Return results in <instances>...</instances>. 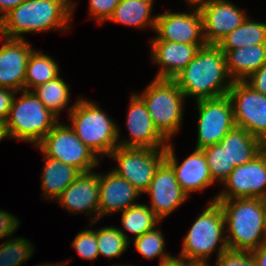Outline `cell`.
Returning a JSON list of instances; mask_svg holds the SVG:
<instances>
[{"mask_svg":"<svg viewBox=\"0 0 266 266\" xmlns=\"http://www.w3.org/2000/svg\"><path fill=\"white\" fill-rule=\"evenodd\" d=\"M250 253L257 266H266V242Z\"/></svg>","mask_w":266,"mask_h":266,"instance_id":"40","label":"cell"},{"mask_svg":"<svg viewBox=\"0 0 266 266\" xmlns=\"http://www.w3.org/2000/svg\"><path fill=\"white\" fill-rule=\"evenodd\" d=\"M99 256L116 258L128 249L131 241H128L125 236L116 227H102L96 231Z\"/></svg>","mask_w":266,"mask_h":266,"instance_id":"30","label":"cell"},{"mask_svg":"<svg viewBox=\"0 0 266 266\" xmlns=\"http://www.w3.org/2000/svg\"><path fill=\"white\" fill-rule=\"evenodd\" d=\"M16 91L10 88L0 87V120L4 123L9 116L10 108Z\"/></svg>","mask_w":266,"mask_h":266,"instance_id":"39","label":"cell"},{"mask_svg":"<svg viewBox=\"0 0 266 266\" xmlns=\"http://www.w3.org/2000/svg\"><path fill=\"white\" fill-rule=\"evenodd\" d=\"M219 143L227 152L230 166L250 162L266 148L261 140L236 126Z\"/></svg>","mask_w":266,"mask_h":266,"instance_id":"23","label":"cell"},{"mask_svg":"<svg viewBox=\"0 0 266 266\" xmlns=\"http://www.w3.org/2000/svg\"><path fill=\"white\" fill-rule=\"evenodd\" d=\"M228 96L233 105L235 126L266 145V95L256 92L244 81H233Z\"/></svg>","mask_w":266,"mask_h":266,"instance_id":"10","label":"cell"},{"mask_svg":"<svg viewBox=\"0 0 266 266\" xmlns=\"http://www.w3.org/2000/svg\"><path fill=\"white\" fill-rule=\"evenodd\" d=\"M68 110L69 126L97 156L108 157L119 146V127L96 103L80 97Z\"/></svg>","mask_w":266,"mask_h":266,"instance_id":"4","label":"cell"},{"mask_svg":"<svg viewBox=\"0 0 266 266\" xmlns=\"http://www.w3.org/2000/svg\"><path fill=\"white\" fill-rule=\"evenodd\" d=\"M152 61L161 68L155 78L173 79L194 58L197 51L207 44H184L164 40H152Z\"/></svg>","mask_w":266,"mask_h":266,"instance_id":"20","label":"cell"},{"mask_svg":"<svg viewBox=\"0 0 266 266\" xmlns=\"http://www.w3.org/2000/svg\"><path fill=\"white\" fill-rule=\"evenodd\" d=\"M198 138L195 149L219 143L235 127L233 105L228 95L196 101Z\"/></svg>","mask_w":266,"mask_h":266,"instance_id":"11","label":"cell"},{"mask_svg":"<svg viewBox=\"0 0 266 266\" xmlns=\"http://www.w3.org/2000/svg\"><path fill=\"white\" fill-rule=\"evenodd\" d=\"M266 44V23L255 22L249 17L217 45L220 49H237L251 45Z\"/></svg>","mask_w":266,"mask_h":266,"instance_id":"26","label":"cell"},{"mask_svg":"<svg viewBox=\"0 0 266 266\" xmlns=\"http://www.w3.org/2000/svg\"><path fill=\"white\" fill-rule=\"evenodd\" d=\"M145 102L154 126L170 141L180 130L185 95L173 79L154 78L139 95Z\"/></svg>","mask_w":266,"mask_h":266,"instance_id":"7","label":"cell"},{"mask_svg":"<svg viewBox=\"0 0 266 266\" xmlns=\"http://www.w3.org/2000/svg\"><path fill=\"white\" fill-rule=\"evenodd\" d=\"M226 56L227 71L233 81H244L266 63V44L221 49Z\"/></svg>","mask_w":266,"mask_h":266,"instance_id":"22","label":"cell"},{"mask_svg":"<svg viewBox=\"0 0 266 266\" xmlns=\"http://www.w3.org/2000/svg\"><path fill=\"white\" fill-rule=\"evenodd\" d=\"M140 194L127 180L112 170L106 175L99 173V219L138 204L135 199Z\"/></svg>","mask_w":266,"mask_h":266,"instance_id":"21","label":"cell"},{"mask_svg":"<svg viewBox=\"0 0 266 266\" xmlns=\"http://www.w3.org/2000/svg\"><path fill=\"white\" fill-rule=\"evenodd\" d=\"M70 213L95 214L91 224L99 221V173L83 172L56 199Z\"/></svg>","mask_w":266,"mask_h":266,"instance_id":"17","label":"cell"},{"mask_svg":"<svg viewBox=\"0 0 266 266\" xmlns=\"http://www.w3.org/2000/svg\"><path fill=\"white\" fill-rule=\"evenodd\" d=\"M154 31L157 35L151 40H164L184 44H206L203 33V19L199 8L190 13L158 14Z\"/></svg>","mask_w":266,"mask_h":266,"instance_id":"13","label":"cell"},{"mask_svg":"<svg viewBox=\"0 0 266 266\" xmlns=\"http://www.w3.org/2000/svg\"><path fill=\"white\" fill-rule=\"evenodd\" d=\"M45 164L42 173L43 198L56 200L60 194L80 175V171L59 160L43 158Z\"/></svg>","mask_w":266,"mask_h":266,"instance_id":"24","label":"cell"},{"mask_svg":"<svg viewBox=\"0 0 266 266\" xmlns=\"http://www.w3.org/2000/svg\"><path fill=\"white\" fill-rule=\"evenodd\" d=\"M25 1L26 0H0V12L4 13L0 16V20L13 8H16Z\"/></svg>","mask_w":266,"mask_h":266,"instance_id":"41","label":"cell"},{"mask_svg":"<svg viewBox=\"0 0 266 266\" xmlns=\"http://www.w3.org/2000/svg\"><path fill=\"white\" fill-rule=\"evenodd\" d=\"M154 0H120L108 21L130 27L155 29L157 16L151 14Z\"/></svg>","mask_w":266,"mask_h":266,"instance_id":"25","label":"cell"},{"mask_svg":"<svg viewBox=\"0 0 266 266\" xmlns=\"http://www.w3.org/2000/svg\"><path fill=\"white\" fill-rule=\"evenodd\" d=\"M189 266H209V263L207 262H191Z\"/></svg>","mask_w":266,"mask_h":266,"instance_id":"46","label":"cell"},{"mask_svg":"<svg viewBox=\"0 0 266 266\" xmlns=\"http://www.w3.org/2000/svg\"><path fill=\"white\" fill-rule=\"evenodd\" d=\"M185 1L189 3L190 7L193 6V8H194V6H195V7L199 8L200 6H202L203 4H205L211 0H185Z\"/></svg>","mask_w":266,"mask_h":266,"instance_id":"43","label":"cell"},{"mask_svg":"<svg viewBox=\"0 0 266 266\" xmlns=\"http://www.w3.org/2000/svg\"><path fill=\"white\" fill-rule=\"evenodd\" d=\"M8 138V134L6 131V125L3 121L0 120V141L5 140V138Z\"/></svg>","mask_w":266,"mask_h":266,"instance_id":"44","label":"cell"},{"mask_svg":"<svg viewBox=\"0 0 266 266\" xmlns=\"http://www.w3.org/2000/svg\"><path fill=\"white\" fill-rule=\"evenodd\" d=\"M0 47V87L24 90L26 67L34 50L25 39L4 38Z\"/></svg>","mask_w":266,"mask_h":266,"instance_id":"19","label":"cell"},{"mask_svg":"<svg viewBox=\"0 0 266 266\" xmlns=\"http://www.w3.org/2000/svg\"><path fill=\"white\" fill-rule=\"evenodd\" d=\"M0 266H20L33 255L31 242L24 238H11L1 243Z\"/></svg>","mask_w":266,"mask_h":266,"instance_id":"31","label":"cell"},{"mask_svg":"<svg viewBox=\"0 0 266 266\" xmlns=\"http://www.w3.org/2000/svg\"><path fill=\"white\" fill-rule=\"evenodd\" d=\"M70 87L60 78V75L32 91L45 107L57 118L60 112L68 105Z\"/></svg>","mask_w":266,"mask_h":266,"instance_id":"29","label":"cell"},{"mask_svg":"<svg viewBox=\"0 0 266 266\" xmlns=\"http://www.w3.org/2000/svg\"><path fill=\"white\" fill-rule=\"evenodd\" d=\"M215 201L224 212L225 231L228 232L225 237L230 251L251 252L265 243L263 199Z\"/></svg>","mask_w":266,"mask_h":266,"instance_id":"3","label":"cell"},{"mask_svg":"<svg viewBox=\"0 0 266 266\" xmlns=\"http://www.w3.org/2000/svg\"><path fill=\"white\" fill-rule=\"evenodd\" d=\"M263 214H264V236L266 242V198L263 199Z\"/></svg>","mask_w":266,"mask_h":266,"instance_id":"45","label":"cell"},{"mask_svg":"<svg viewBox=\"0 0 266 266\" xmlns=\"http://www.w3.org/2000/svg\"><path fill=\"white\" fill-rule=\"evenodd\" d=\"M211 201L206 209L198 215L183 240V248L179 256L188 261L208 263L211 253L215 250H218L217 258L229 250L224 236L223 209L219 202Z\"/></svg>","mask_w":266,"mask_h":266,"instance_id":"5","label":"cell"},{"mask_svg":"<svg viewBox=\"0 0 266 266\" xmlns=\"http://www.w3.org/2000/svg\"><path fill=\"white\" fill-rule=\"evenodd\" d=\"M190 263L191 261H188L187 259L180 256H172L171 258L159 263V266H189Z\"/></svg>","mask_w":266,"mask_h":266,"instance_id":"42","label":"cell"},{"mask_svg":"<svg viewBox=\"0 0 266 266\" xmlns=\"http://www.w3.org/2000/svg\"><path fill=\"white\" fill-rule=\"evenodd\" d=\"M205 155L213 182L223 183L236 166H230L225 148L220 143L201 149Z\"/></svg>","mask_w":266,"mask_h":266,"instance_id":"32","label":"cell"},{"mask_svg":"<svg viewBox=\"0 0 266 266\" xmlns=\"http://www.w3.org/2000/svg\"><path fill=\"white\" fill-rule=\"evenodd\" d=\"M174 151L173 144L168 141L165 148V160L173 168L176 180L188 196L195 191H202L214 183L201 149H195L181 164H178Z\"/></svg>","mask_w":266,"mask_h":266,"instance_id":"18","label":"cell"},{"mask_svg":"<svg viewBox=\"0 0 266 266\" xmlns=\"http://www.w3.org/2000/svg\"><path fill=\"white\" fill-rule=\"evenodd\" d=\"M45 156L77 168L81 173L93 171L99 163L91 151L64 123H57L36 146Z\"/></svg>","mask_w":266,"mask_h":266,"instance_id":"8","label":"cell"},{"mask_svg":"<svg viewBox=\"0 0 266 266\" xmlns=\"http://www.w3.org/2000/svg\"><path fill=\"white\" fill-rule=\"evenodd\" d=\"M215 266H257L250 252L230 251L216 258Z\"/></svg>","mask_w":266,"mask_h":266,"instance_id":"35","label":"cell"},{"mask_svg":"<svg viewBox=\"0 0 266 266\" xmlns=\"http://www.w3.org/2000/svg\"><path fill=\"white\" fill-rule=\"evenodd\" d=\"M14 96L5 122L8 138L31 142L35 147L59 120L38 99L33 91L22 90Z\"/></svg>","mask_w":266,"mask_h":266,"instance_id":"6","label":"cell"},{"mask_svg":"<svg viewBox=\"0 0 266 266\" xmlns=\"http://www.w3.org/2000/svg\"><path fill=\"white\" fill-rule=\"evenodd\" d=\"M108 157L118 163L117 168L112 171L127 180L138 192L144 194L159 165L165 160V149L118 146Z\"/></svg>","mask_w":266,"mask_h":266,"instance_id":"9","label":"cell"},{"mask_svg":"<svg viewBox=\"0 0 266 266\" xmlns=\"http://www.w3.org/2000/svg\"><path fill=\"white\" fill-rule=\"evenodd\" d=\"M222 184L225 189L213 201L266 198V148L252 161L237 165Z\"/></svg>","mask_w":266,"mask_h":266,"instance_id":"12","label":"cell"},{"mask_svg":"<svg viewBox=\"0 0 266 266\" xmlns=\"http://www.w3.org/2000/svg\"><path fill=\"white\" fill-rule=\"evenodd\" d=\"M19 226V220L16 216L0 209V238L13 235Z\"/></svg>","mask_w":266,"mask_h":266,"instance_id":"37","label":"cell"},{"mask_svg":"<svg viewBox=\"0 0 266 266\" xmlns=\"http://www.w3.org/2000/svg\"><path fill=\"white\" fill-rule=\"evenodd\" d=\"M120 0H89V12L99 23L108 21Z\"/></svg>","mask_w":266,"mask_h":266,"instance_id":"36","label":"cell"},{"mask_svg":"<svg viewBox=\"0 0 266 266\" xmlns=\"http://www.w3.org/2000/svg\"><path fill=\"white\" fill-rule=\"evenodd\" d=\"M244 82L256 92L266 95V63L252 73Z\"/></svg>","mask_w":266,"mask_h":266,"instance_id":"38","label":"cell"},{"mask_svg":"<svg viewBox=\"0 0 266 266\" xmlns=\"http://www.w3.org/2000/svg\"><path fill=\"white\" fill-rule=\"evenodd\" d=\"M199 10L207 45H218L248 17L243 10L227 0H211L200 6Z\"/></svg>","mask_w":266,"mask_h":266,"instance_id":"15","label":"cell"},{"mask_svg":"<svg viewBox=\"0 0 266 266\" xmlns=\"http://www.w3.org/2000/svg\"><path fill=\"white\" fill-rule=\"evenodd\" d=\"M121 220L124 230L119 228V231L128 241L129 236L126 234L127 231L133 233L135 235L134 238H136L153 230L161 222L154 211L147 204L142 203H138L123 211Z\"/></svg>","mask_w":266,"mask_h":266,"instance_id":"28","label":"cell"},{"mask_svg":"<svg viewBox=\"0 0 266 266\" xmlns=\"http://www.w3.org/2000/svg\"><path fill=\"white\" fill-rule=\"evenodd\" d=\"M75 5L71 0H26L0 20V36L24 39L29 32L69 30Z\"/></svg>","mask_w":266,"mask_h":266,"instance_id":"2","label":"cell"},{"mask_svg":"<svg viewBox=\"0 0 266 266\" xmlns=\"http://www.w3.org/2000/svg\"><path fill=\"white\" fill-rule=\"evenodd\" d=\"M135 249L146 259L160 257V263L172 257L165 253V238L159 229L154 228L133 239Z\"/></svg>","mask_w":266,"mask_h":266,"instance_id":"33","label":"cell"},{"mask_svg":"<svg viewBox=\"0 0 266 266\" xmlns=\"http://www.w3.org/2000/svg\"><path fill=\"white\" fill-rule=\"evenodd\" d=\"M36 266H64V265H62V264H60V263H57V264L54 263V264H51V265H50V264L47 263V265H45V264L40 265V264H39V265H36Z\"/></svg>","mask_w":266,"mask_h":266,"instance_id":"47","label":"cell"},{"mask_svg":"<svg viewBox=\"0 0 266 266\" xmlns=\"http://www.w3.org/2000/svg\"><path fill=\"white\" fill-rule=\"evenodd\" d=\"M145 193L151 196L149 207L161 221L189 197L180 187L173 168L166 160L159 165Z\"/></svg>","mask_w":266,"mask_h":266,"instance_id":"16","label":"cell"},{"mask_svg":"<svg viewBox=\"0 0 266 266\" xmlns=\"http://www.w3.org/2000/svg\"><path fill=\"white\" fill-rule=\"evenodd\" d=\"M72 246L81 258L95 260L99 256L96 230L86 229L79 232L73 239Z\"/></svg>","mask_w":266,"mask_h":266,"instance_id":"34","label":"cell"},{"mask_svg":"<svg viewBox=\"0 0 266 266\" xmlns=\"http://www.w3.org/2000/svg\"><path fill=\"white\" fill-rule=\"evenodd\" d=\"M58 76L59 66L56 61L34 49L27 62L24 90L32 91Z\"/></svg>","mask_w":266,"mask_h":266,"instance_id":"27","label":"cell"},{"mask_svg":"<svg viewBox=\"0 0 266 266\" xmlns=\"http://www.w3.org/2000/svg\"><path fill=\"white\" fill-rule=\"evenodd\" d=\"M127 114V129L130 139H123L118 142L120 147L125 148H151L165 149L168 140L154 126L147 106L139 93H133L129 103Z\"/></svg>","mask_w":266,"mask_h":266,"instance_id":"14","label":"cell"},{"mask_svg":"<svg viewBox=\"0 0 266 266\" xmlns=\"http://www.w3.org/2000/svg\"><path fill=\"white\" fill-rule=\"evenodd\" d=\"M173 80L185 97H195L196 101L228 95L233 83L227 71L225 53L217 45L200 48Z\"/></svg>","mask_w":266,"mask_h":266,"instance_id":"1","label":"cell"}]
</instances>
